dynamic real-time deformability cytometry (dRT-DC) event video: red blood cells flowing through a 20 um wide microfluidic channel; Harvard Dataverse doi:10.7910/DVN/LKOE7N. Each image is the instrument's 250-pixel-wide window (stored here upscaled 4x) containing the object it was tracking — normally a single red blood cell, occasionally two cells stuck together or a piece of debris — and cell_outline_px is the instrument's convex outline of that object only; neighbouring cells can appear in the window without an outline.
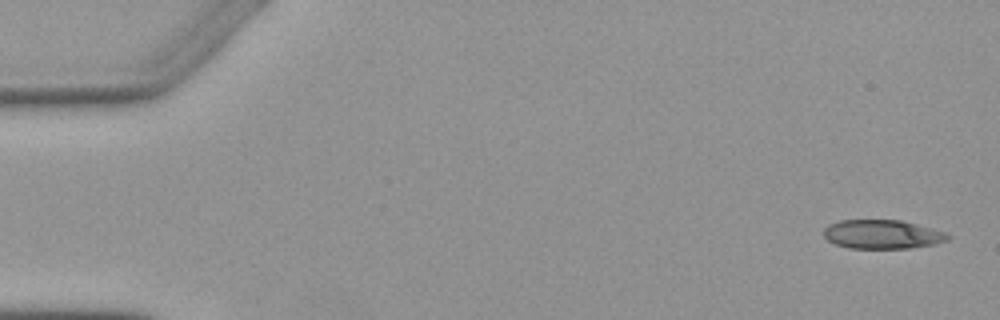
{"species": "Egyptian fruit bat (a non-hibernating species)", "species_latin": "Rousettus aegyptiacus", "temperature_condition": "warm", "stored_images_in_passage": 4, "camera_frame_rate_fps": 3000, "um_per_image_px": 0.085, "animal": {"sex": "female"}, "frame": {"image": 1, "passage_image": 1, "time_ms": 0.0, "image_size_px": [1000, 320], "cell_outline_px": [[952, 236], [948, 240], [936, 244], [912, 248], [848, 248], [836, 244], [828, 240], [824, 236], [824, 228], [828, 224], [840, 220], [900, 220], [916, 224], [944, 232]], "centroid_in_image_um": [74.99, 19.92], "position_along_channel_um": 10.0, "area_um2": 20.92}}
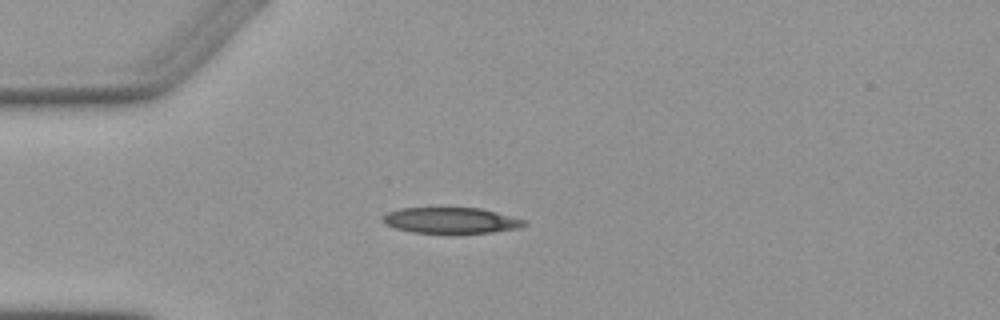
{"frame": {"image": 2, "passage_image": 4, "time_ms": 4.0, "image_size_px": [1000, 320], "cell_outline_px": [[528, 224], [520, 228], [492, 232], [452, 236], [412, 232], [396, 228], [384, 224], [380, 220], [380, 216], [388, 212], [400, 208], [480, 208], [528, 220]], "centroid_in_image_um": [38.33, 18.78], "position_along_channel_um": 46.7, "area_um2": 22.43}}